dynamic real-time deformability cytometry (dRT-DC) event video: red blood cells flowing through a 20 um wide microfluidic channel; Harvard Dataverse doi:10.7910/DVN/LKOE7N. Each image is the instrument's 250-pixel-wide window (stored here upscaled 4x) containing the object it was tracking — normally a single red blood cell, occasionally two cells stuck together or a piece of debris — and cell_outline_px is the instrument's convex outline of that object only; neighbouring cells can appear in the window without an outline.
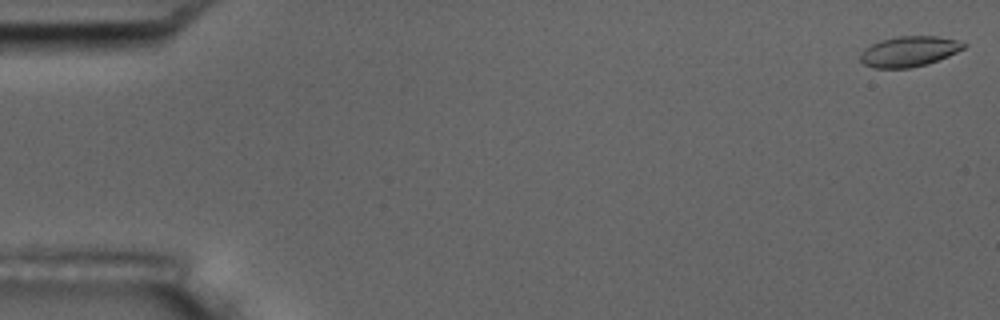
{"species": "common noctule bat (a hibernating species)", "species_latin": "Nyctalus noctula", "temperature_condition": "room temperature", "stored_images_in_passage": 5, "camera_frame_rate_fps": 3000, "um_per_image_px": 0.085, "animal": {"sex": "male", "body_mass_g": 17.5, "forearm_length_mm": 52.3}, "frame": {"image": 1, "passage_image": 1, "time_ms": 0.0, "image_size_px": [1000, 320], "cell_outline_px": [[968, 44], [964, 48], [948, 56], [928, 64], [908, 68], [872, 68], [864, 64], [860, 60], [860, 56], [864, 48], [880, 40], [900, 36], [936, 36], [956, 40]], "centroid_in_image_um": [77.26, 4.37], "position_along_channel_um": 7.7, "area_um2": 18.26}}
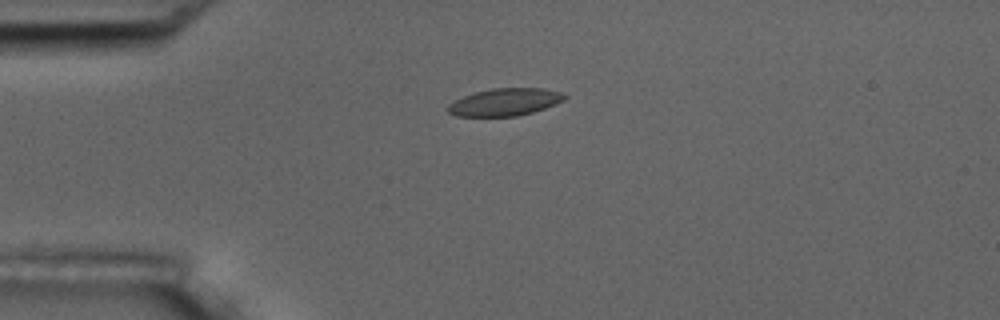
{"frame": {"image": 2, "passage_image": 4, "time_ms": 4.333, "image_size_px": [1000, 320], "cell_outline_px": [[568, 96], [564, 100], [544, 108], [532, 112], [516, 116], [456, 116], [448, 112], [448, 104], [464, 96], [476, 92], [492, 88], [544, 88], [560, 92]], "centroid_in_image_um": [42.92, 8.67], "position_along_channel_um": 42.1, "area_um2": 18.44}}